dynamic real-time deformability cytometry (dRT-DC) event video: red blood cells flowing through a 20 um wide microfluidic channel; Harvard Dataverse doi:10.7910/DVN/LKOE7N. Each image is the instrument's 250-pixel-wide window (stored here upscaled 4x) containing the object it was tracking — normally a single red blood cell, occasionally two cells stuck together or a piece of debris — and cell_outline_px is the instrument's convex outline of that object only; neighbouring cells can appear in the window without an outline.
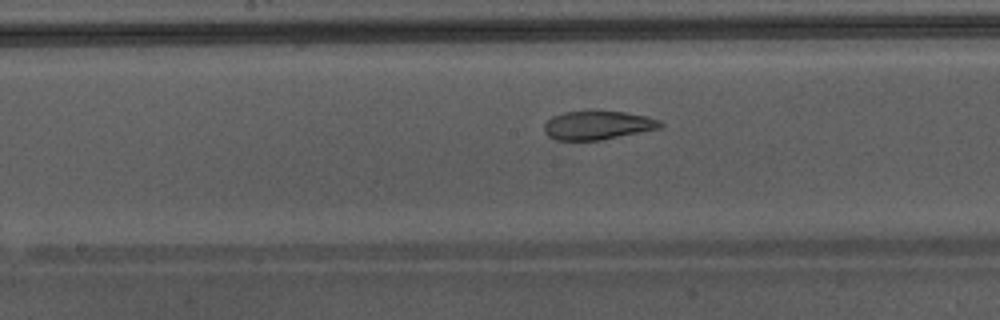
{"species": "Egyptian fruit bat (a non-hibernating species)", "species_latin": "Rousettus aegyptiacus", "temperature_condition": "warm", "stored_images_in_passage": 33, "camera_frame_rate_fps": 3000, "um_per_image_px": 0.085, "animal": {"sex": "male"}, "frame": {"image": 1, "passage_image": 15, "time_ms": 4.667, "image_size_px": [1000, 320], "cell_outline_px": [[664, 124], [660, 128], [600, 140], [556, 140], [548, 136], [544, 132], [544, 124], [552, 116], [564, 112], [588, 108], [592, 108], [624, 112], [648, 116], [660, 120]], "centroid_in_image_um": [50.78, 10.6], "position_along_channel_um": 197.4, "area_um2": 20.11}}
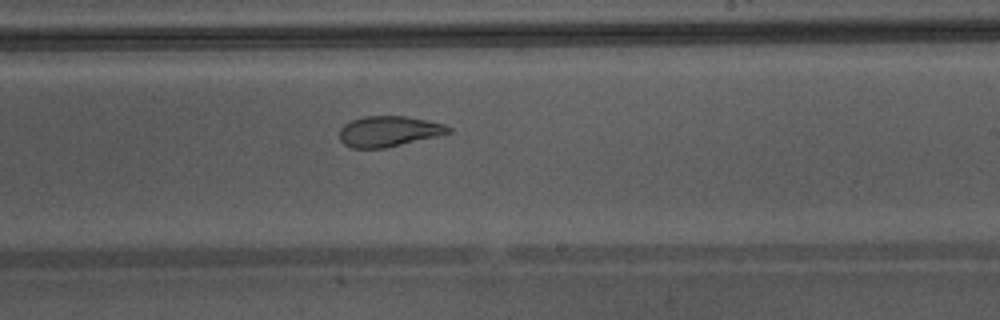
{"frame": {"image": 2, "passage_image": 19, "time_ms": 6.0, "image_size_px": [1000, 320], "cell_outline_px": [[452, 132], [436, 136], [384, 148], [352, 148], [344, 144], [340, 140], [340, 128], [344, 124], [352, 120], [364, 116], [408, 116], [444, 124], [452, 128]], "centroid_in_image_um": [33.03, 11.15], "position_along_channel_um": 256.0, "area_um2": 19.31}}